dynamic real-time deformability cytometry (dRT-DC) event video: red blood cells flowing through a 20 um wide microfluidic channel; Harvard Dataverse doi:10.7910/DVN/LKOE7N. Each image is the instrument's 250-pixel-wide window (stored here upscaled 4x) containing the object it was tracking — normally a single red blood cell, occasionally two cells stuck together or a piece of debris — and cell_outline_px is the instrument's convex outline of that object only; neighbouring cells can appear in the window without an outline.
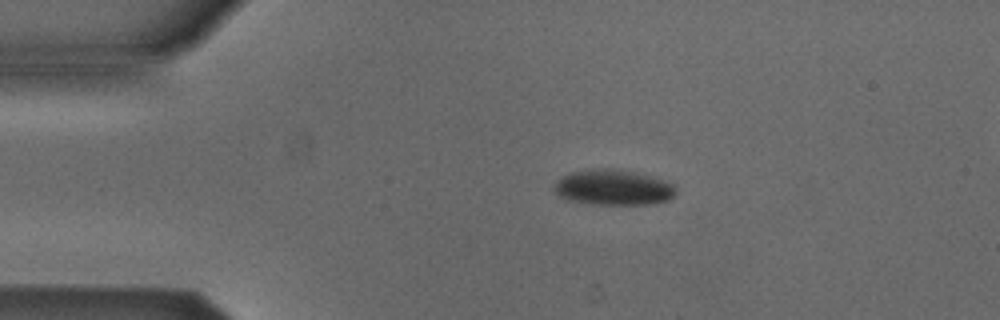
{"species": "Egyptian fruit bat (a non-hibernating species)", "species_latin": "Rousettus aegyptiacus", "temperature_condition": "cold", "stored_images_in_passage": 2, "camera_frame_rate_fps": 3000, "um_per_image_px": 0.085, "animal": {"sex": "male"}, "frame": {"image": 1, "passage_image": 1, "time_ms": 0.0, "image_size_px": [1000, 320], "cell_outline_px": [[676, 196], [668, 200], [648, 204], [592, 204], [568, 200], [560, 196], [552, 188], [556, 180], [572, 172], [592, 168], [612, 168], [656, 176], [676, 184]], "centroid_in_image_um": [52.18, 15.92], "position_along_channel_um": 32.8, "area_um2": 25.55}}